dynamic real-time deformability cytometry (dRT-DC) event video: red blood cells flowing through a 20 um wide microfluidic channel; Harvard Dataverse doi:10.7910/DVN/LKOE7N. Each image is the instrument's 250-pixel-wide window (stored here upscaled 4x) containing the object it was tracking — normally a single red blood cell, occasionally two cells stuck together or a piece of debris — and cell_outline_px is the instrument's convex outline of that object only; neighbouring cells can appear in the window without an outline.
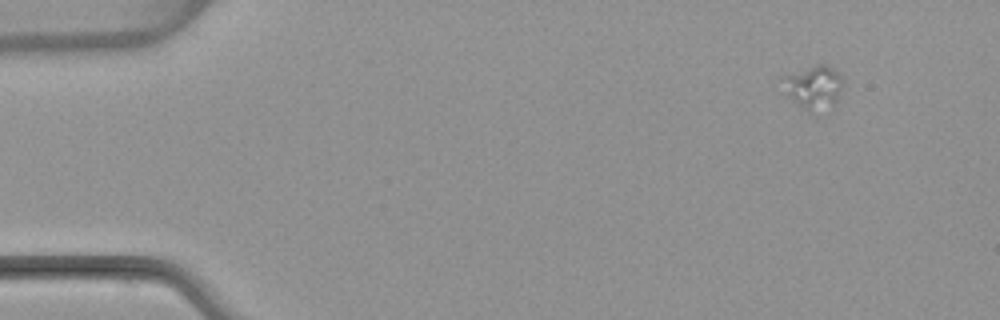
{"species": "common noctule bat (a hibernating species)", "species_latin": "Nyctalus noctula", "temperature_condition": "warm", "stored_images_in_passage": 4, "camera_frame_rate_fps": 3000, "um_per_image_px": 0.085, "animal": {"sex": "female", "body_mass_g": 22.7, "forearm_length_mm": 54.2}, "frame": {"image": 1, "passage_image": 1, "time_ms": 0.0, "image_size_px": [1000, 320], "cell_outline_px": [[844, 80], [836, 100], [832, 104], [808, 112], [792, 100], [776, 80], [780, 76], [816, 64], [828, 64]], "centroid_in_image_um": [69.06, 7.34], "position_along_channel_um": 15.9, "area_um2": 15.2}}